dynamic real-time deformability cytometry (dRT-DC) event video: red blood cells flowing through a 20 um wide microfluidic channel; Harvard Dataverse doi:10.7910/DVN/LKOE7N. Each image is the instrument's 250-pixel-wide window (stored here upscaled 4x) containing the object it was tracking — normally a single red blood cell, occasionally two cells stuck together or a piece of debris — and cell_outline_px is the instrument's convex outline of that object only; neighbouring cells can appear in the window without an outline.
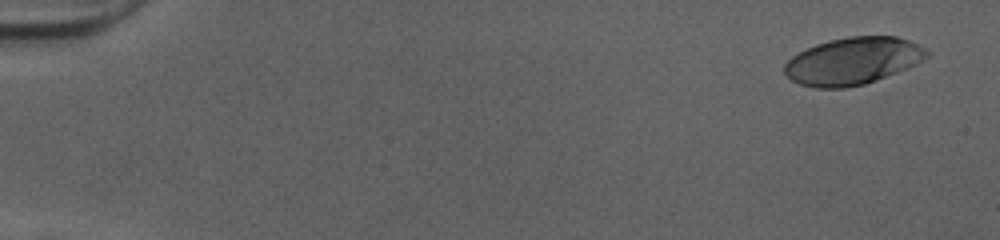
{"species": "human", "species_latin": "Homo sapiens", "temperature_condition": "cold", "stored_images_in_passage": 51, "camera_frame_rate_fps": 3000, "um_per_image_px": 0.085, "donor": {"sex": "female"}, "frame": {"image": 1, "passage_image": 1, "time_ms": 0.0, "image_size_px": [1000, 240], "cell_outline_px": [[928, 56], [916, 64], [876, 80], [864, 84], [844, 88], [816, 88], [800, 84], [792, 80], [784, 72], [784, 64], [792, 56], [816, 44], [848, 36], [896, 36], [908, 40], [924, 48], [928, 52]], "centroid_in_image_um": [72.47, 5.19], "position_along_channel_um": 12.5, "area_um2": 38.73}}
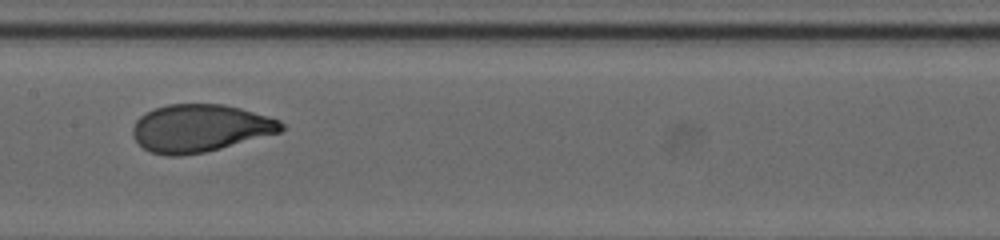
{"frame": {"image": 2, "passage_image": 26, "time_ms": 8.333, "image_size_px": [1000, 240], "cell_outline_px": [[284, 128], [280, 132], [220, 148], [204, 152], [180, 156], [164, 156], [148, 152], [132, 136], [132, 128], [136, 120], [140, 116], [156, 108], [168, 104], [224, 104], [240, 108], [280, 120], [284, 124]], "centroid_in_image_um": [16.97, 10.9], "position_along_channel_um": 190.4, "area_um2": 41.04}}
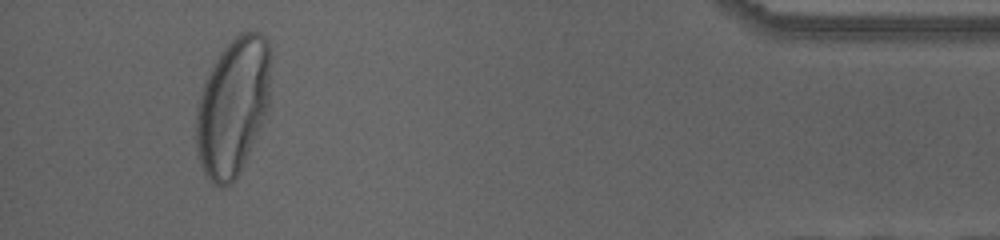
{"frame": {"image": 3, "passage_image": 47, "time_ms": 15.333, "image_size_px": [1000, 240], "cell_outline_px": [[268, 108], [264, 120], [240, 172], [224, 188], [220, 188], [212, 184], [204, 172], [200, 164], [196, 148], [196, 108], [204, 80], [212, 64], [224, 48], [240, 32], [260, 32], [268, 40]], "centroid_in_image_um": [19.75, 9.1], "position_along_channel_um": 415.4, "area_um2": 59.48}}